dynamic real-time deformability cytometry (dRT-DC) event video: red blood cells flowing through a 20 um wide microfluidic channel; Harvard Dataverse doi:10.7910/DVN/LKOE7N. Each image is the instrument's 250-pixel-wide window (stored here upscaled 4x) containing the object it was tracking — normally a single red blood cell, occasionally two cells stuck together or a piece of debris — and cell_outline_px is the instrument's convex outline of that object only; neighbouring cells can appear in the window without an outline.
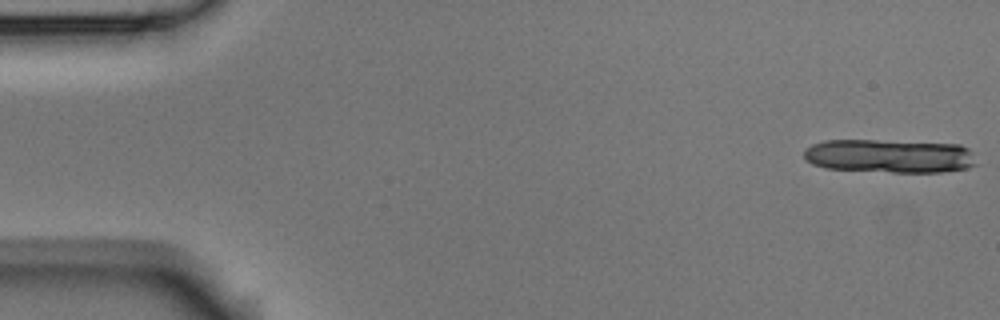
{"species": "Egyptian fruit bat (a non-hibernating species)", "species_latin": "Rousettus aegyptiacus", "temperature_condition": "room temperature", "stored_images_in_passage": 13, "camera_frame_rate_fps": 3000, "um_per_image_px": 0.085, "animal": {"sex": "male"}, "frame": {"image": 1, "passage_image": 1, "time_ms": 0.0, "image_size_px": [1000, 320], "cell_outline_px": [[976, 164], [964, 168], [940, 172], [892, 172], [828, 168], [812, 164], [804, 160], [804, 148], [812, 144], [824, 140], [876, 140], [960, 144], [968, 148]], "centroid_in_image_um": [75.54, 13.25], "position_along_channel_um": 9.5, "area_um2": 33.7}}